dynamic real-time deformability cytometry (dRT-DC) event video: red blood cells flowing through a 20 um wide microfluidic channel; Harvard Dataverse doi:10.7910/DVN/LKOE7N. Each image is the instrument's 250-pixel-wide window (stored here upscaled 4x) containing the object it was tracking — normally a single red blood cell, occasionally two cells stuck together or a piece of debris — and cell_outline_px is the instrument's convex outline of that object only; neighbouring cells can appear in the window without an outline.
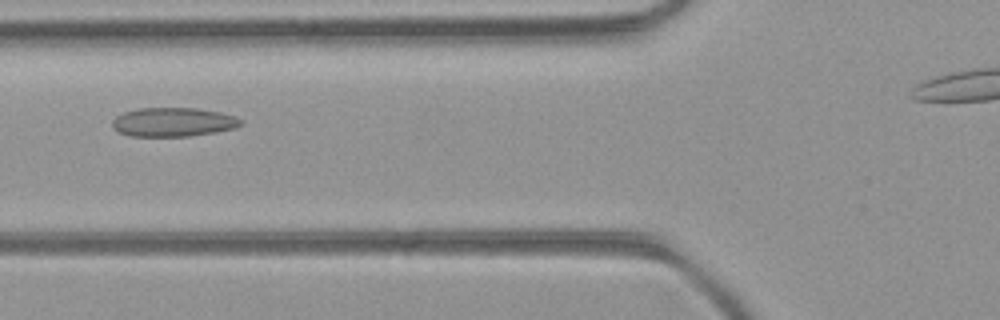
{"species": "common noctule bat (a hibernating species)", "species_latin": "Nyctalus noctula", "temperature_condition": "room temperature", "stored_images_in_passage": 34, "camera_frame_rate_fps": 3000, "um_per_image_px": 0.085, "animal": {"sex": "female", "body_mass_g": 21.9}, "frame": {"image": 1, "passage_image": 10, "time_ms": 3.0, "image_size_px": [1000, 320], "cell_outline_px": [[244, 124], [232, 128], [216, 132], [188, 136], [132, 136], [120, 132], [112, 128], [112, 120], [116, 116], [124, 112], [140, 108], [196, 108], [220, 112], [236, 116], [244, 120]], "centroid_in_image_um": [14.74, 10.37], "position_along_channel_um": 111.1, "area_um2": 21.73}}
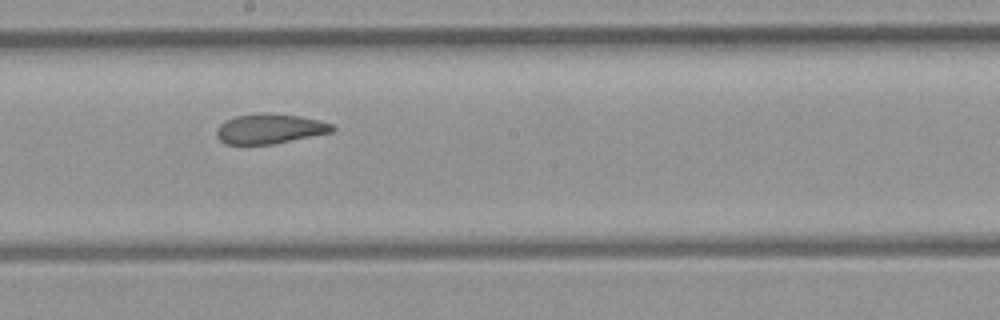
{"frame": {"image": 2, "passage_image": 18, "time_ms": 5.667, "image_size_px": [1000, 320], "cell_outline_px": [[336, 128], [332, 132], [272, 144], [224, 144], [216, 136], [216, 128], [220, 124], [236, 116], [260, 112], [268, 112], [300, 116], [320, 120], [332, 124]], "centroid_in_image_um": [22.92, 10.93], "position_along_channel_um": 225.3, "area_um2": 20.23}}
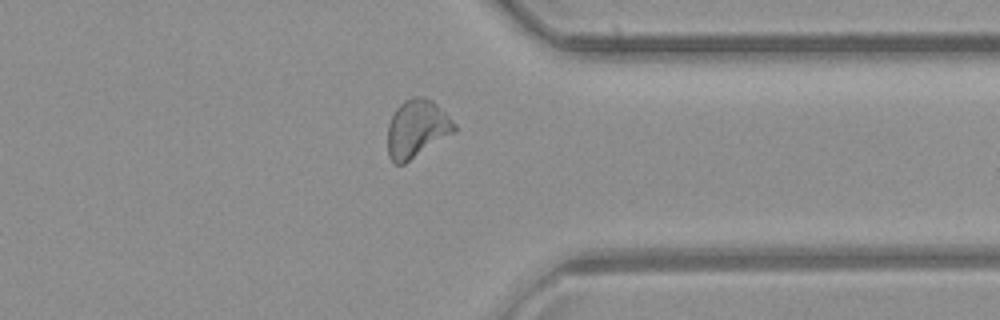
{"frame": {"image": 3, "passage_image": 29, "time_ms": 9.333, "image_size_px": [1000, 320], "cell_outline_px": [[456, 132], [404, 164], [396, 164], [388, 156], [388, 124], [396, 108], [404, 100], [412, 96], [424, 96], [432, 100], [456, 124]], "centroid_in_image_um": [35.43, 10.93], "position_along_channel_um": 376.0, "area_um2": 22.54}}